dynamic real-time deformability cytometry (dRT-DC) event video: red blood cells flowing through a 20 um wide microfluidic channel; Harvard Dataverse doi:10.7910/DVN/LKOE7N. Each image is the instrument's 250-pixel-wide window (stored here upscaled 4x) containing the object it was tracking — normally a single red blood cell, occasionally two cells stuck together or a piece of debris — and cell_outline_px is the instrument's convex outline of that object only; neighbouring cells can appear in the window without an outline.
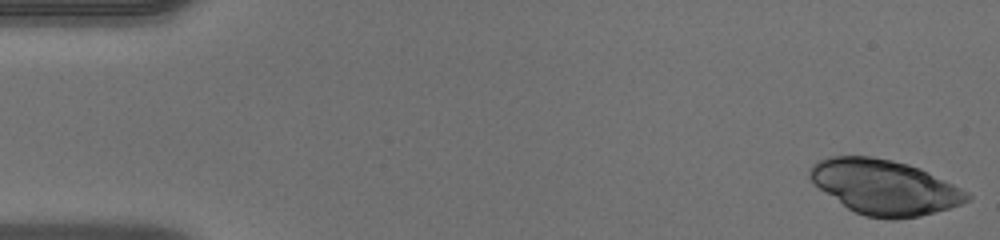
{"species": "human", "species_latin": "Homo sapiens", "temperature_condition": "warm", "stored_images_in_passage": 46, "camera_frame_rate_fps": 3000, "um_per_image_px": 0.085, "donor": {"sex": "male"}, "frame": {"image": 1, "passage_image": 1, "time_ms": 0.0, "image_size_px": [1000, 240], "cell_outline_px": [[972, 200], [948, 208], [920, 216], [896, 220], [892, 220], [864, 216], [848, 208], [820, 188], [808, 176], [808, 172], [812, 164], [828, 156], [872, 156], [892, 160], [908, 164], [920, 168], [968, 192], [972, 196]], "centroid_in_image_um": [75.2, 15.9], "position_along_channel_um": 9.8, "area_um2": 49.94}}
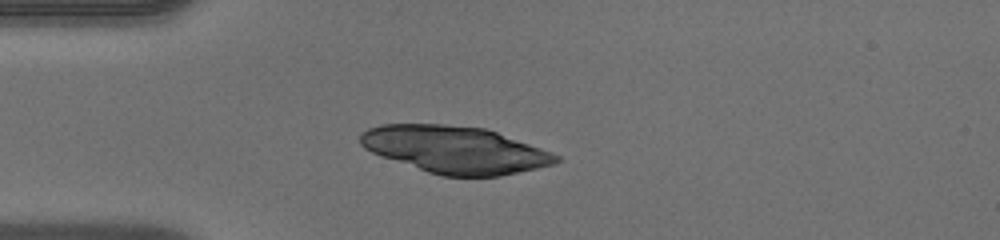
{"frame": {"image": 2, "passage_image": 12, "time_ms": 3.667, "image_size_px": [1000, 240], "cell_outline_px": [[560, 160], [552, 164], [536, 168], [500, 176], [444, 176], [428, 172], [380, 156], [364, 148], [360, 144], [360, 132], [368, 128], [380, 124], [444, 124], [484, 128], [496, 132], [540, 148], [560, 156]], "centroid_in_image_um": [38.62, 12.71], "position_along_channel_um": 46.4, "area_um2": 53.35}}
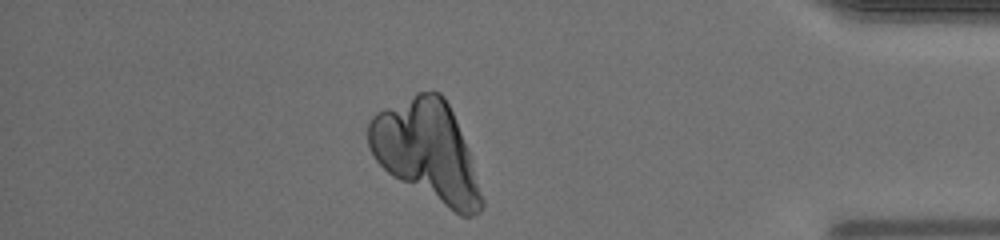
{"frame": {"image": 3, "passage_image": 40, "time_ms": 13.0, "image_size_px": [1000, 240], "cell_outline_px": [[484, 204], [480, 212], [472, 216], [460, 216], [392, 176], [376, 160], [368, 148], [368, 124], [372, 116], [376, 112], [416, 92], [440, 92], [444, 96], [452, 112], [468, 152], [484, 200]], "centroid_in_image_um": [36.25, 12.86], "position_along_channel_um": 398.9, "area_um2": 65.2}}